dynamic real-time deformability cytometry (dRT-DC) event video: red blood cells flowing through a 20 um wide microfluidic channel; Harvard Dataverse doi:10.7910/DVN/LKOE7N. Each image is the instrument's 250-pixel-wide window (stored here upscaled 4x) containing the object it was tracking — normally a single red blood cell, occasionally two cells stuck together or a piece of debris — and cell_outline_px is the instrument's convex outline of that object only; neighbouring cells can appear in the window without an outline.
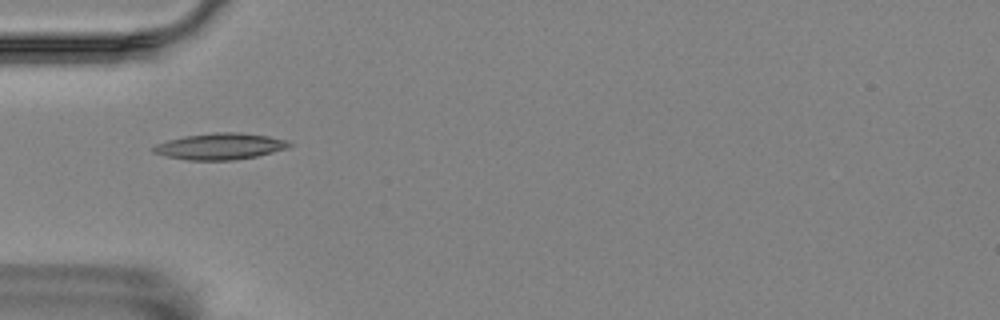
{"species": "Egyptian fruit bat (a non-hibernating species)", "species_latin": "Rousettus aegyptiacus", "temperature_condition": "room temperature", "stored_images_in_passage": 12, "camera_frame_rate_fps": 3000, "um_per_image_px": 0.085, "animal": {"sex": "female"}, "frame": {"image": 1, "passage_image": 10, "time_ms": 3.0, "image_size_px": [1000, 320], "cell_outline_px": [[292, 144], [288, 148], [256, 156], [232, 160], [188, 160], [168, 156], [152, 152], [152, 148], [156, 144], [168, 140], [184, 136], [212, 132], [240, 132], [268, 136], [288, 140]], "centroid_in_image_um": [18.72, 12.43], "position_along_channel_um": 66.3, "area_um2": 20.81}}